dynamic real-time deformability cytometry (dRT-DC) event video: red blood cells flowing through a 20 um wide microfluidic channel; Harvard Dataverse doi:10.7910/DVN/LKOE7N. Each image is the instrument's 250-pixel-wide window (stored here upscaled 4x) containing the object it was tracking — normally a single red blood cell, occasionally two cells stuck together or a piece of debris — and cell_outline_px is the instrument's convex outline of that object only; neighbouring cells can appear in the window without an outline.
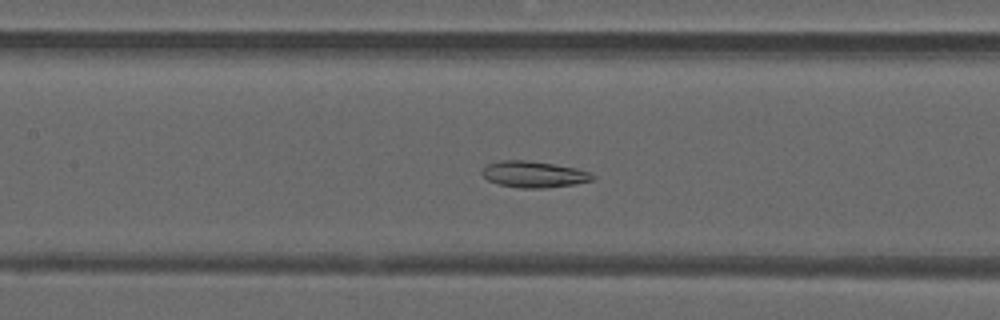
{"species": "common noctule bat (a hibernating species)", "species_latin": "Nyctalus noctula", "temperature_condition": "warm", "stored_images_in_passage": 33, "camera_frame_rate_fps": 3000, "um_per_image_px": 0.085, "animal": {"sex": "male", "forearm_length_mm": 52.5}, "frame": {"image": 1, "passage_image": 10, "time_ms": 3.0, "image_size_px": [1000, 320], "cell_outline_px": [[596, 180], [576, 184], [548, 188], [520, 188], [500, 184], [488, 180], [480, 172], [488, 164], [500, 160], [524, 160], [552, 164], [576, 168], [588, 172], [596, 176]], "centroid_in_image_um": [45.41, 14.83], "position_along_channel_um": 162.0, "area_um2": 16.94}}
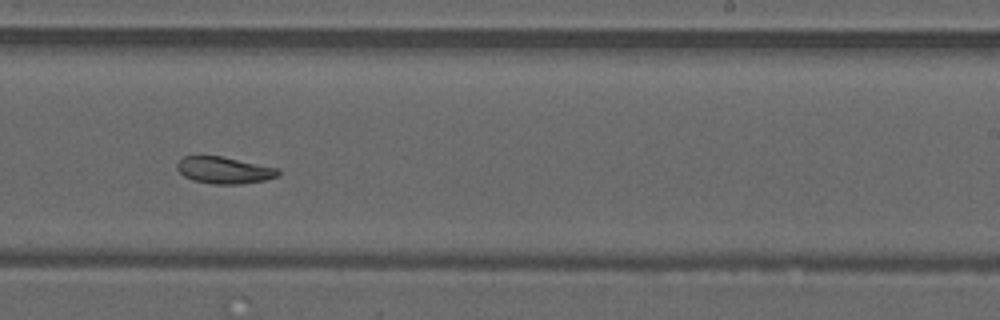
{"frame": {"image": 2, "passage_image": 18, "time_ms": 5.667, "image_size_px": [1000, 320], "cell_outline_px": [[280, 176], [264, 180], [240, 184], [212, 184], [192, 180], [184, 176], [176, 168], [176, 164], [184, 156], [220, 156], [280, 168]], "centroid_in_image_um": [19.08, 14.47], "position_along_channel_um": 269.9, "area_um2": 15.84}}
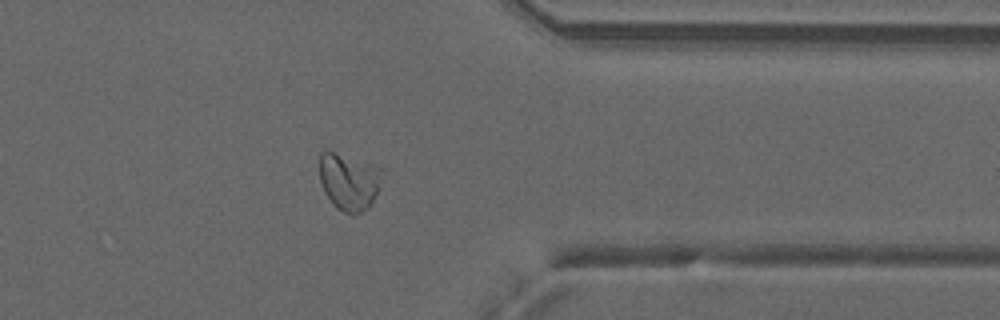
{"frame": {"image": 3, "passage_image": 27, "time_ms": 8.667, "image_size_px": [1000, 320], "cell_outline_px": [[376, 192], [368, 208], [356, 216], [352, 216], [336, 208], [332, 204], [324, 192], [320, 180], [320, 152], [328, 148], [376, 184]], "centroid_in_image_um": [29.34, 15.68], "position_along_channel_um": 382.1, "area_um2": 17.22}, "authors_computed_cell_mechanics": {"area_um2": 16.2996, "velocity_mm_per_s": 4.069, "shape_relaxation_time_tau1_ms": null, "shape_relaxation_time_tau2_ms": 10.0399, "deformation_change_tau1": null, "deformation_change_tau2": 0.1689}}